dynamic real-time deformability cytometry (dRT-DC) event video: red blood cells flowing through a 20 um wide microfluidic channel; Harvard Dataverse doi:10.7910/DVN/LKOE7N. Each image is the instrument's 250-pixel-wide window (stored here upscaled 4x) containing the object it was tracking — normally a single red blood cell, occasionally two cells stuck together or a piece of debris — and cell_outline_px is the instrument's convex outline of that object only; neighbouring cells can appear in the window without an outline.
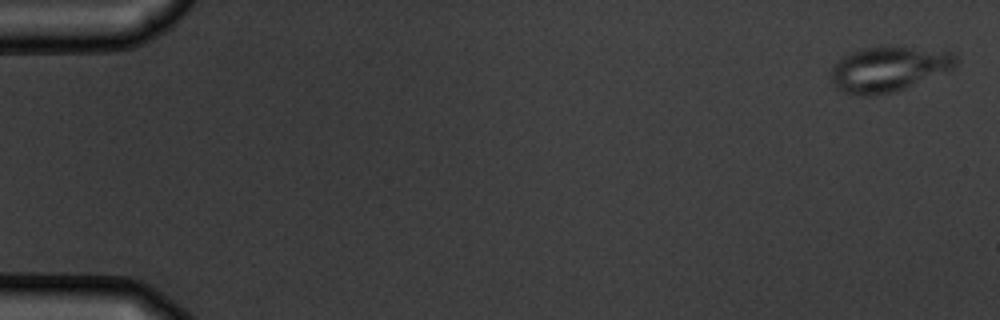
{"species": "common noctule bat (a hibernating species)", "species_latin": "Nyctalus noctula", "temperature_condition": "warm", "stored_images_in_passage": 4, "camera_frame_rate_fps": 3000, "um_per_image_px": 0.085, "animal": {"sex": "male", "body_mass_g": 19.5, "forearm_length_mm": 54.6}, "frame": {"image": 1, "passage_image": 1, "time_ms": 0.0, "image_size_px": [1000, 320], "cell_outline_px": [[960, 60], [952, 68], [896, 92], [872, 96], [856, 96], [844, 92], [836, 88], [832, 84], [832, 68], [844, 56], [860, 48], [884, 44], [956, 52]], "centroid_in_image_um": [75.54, 5.84], "position_along_channel_um": 9.5, "area_um2": 33.35}}